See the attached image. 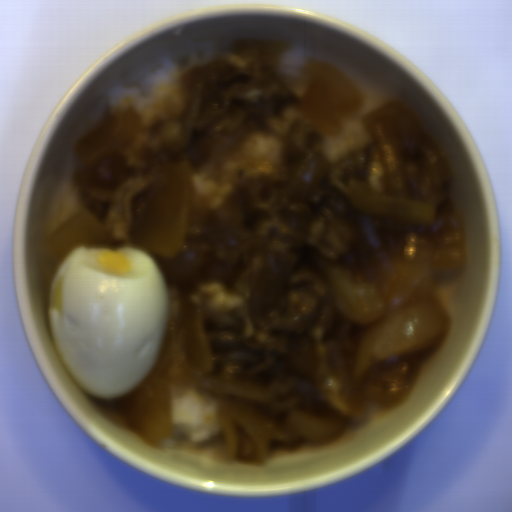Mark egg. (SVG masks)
Returning <instances> with one entry per match:
<instances>
[{
	"label": "egg",
	"instance_id": "egg-1",
	"mask_svg": "<svg viewBox=\"0 0 512 512\" xmlns=\"http://www.w3.org/2000/svg\"><path fill=\"white\" fill-rule=\"evenodd\" d=\"M48 317L58 357L86 394L117 399L153 370L169 320L168 289L150 252L77 246L57 265Z\"/></svg>",
	"mask_w": 512,
	"mask_h": 512
}]
</instances>
